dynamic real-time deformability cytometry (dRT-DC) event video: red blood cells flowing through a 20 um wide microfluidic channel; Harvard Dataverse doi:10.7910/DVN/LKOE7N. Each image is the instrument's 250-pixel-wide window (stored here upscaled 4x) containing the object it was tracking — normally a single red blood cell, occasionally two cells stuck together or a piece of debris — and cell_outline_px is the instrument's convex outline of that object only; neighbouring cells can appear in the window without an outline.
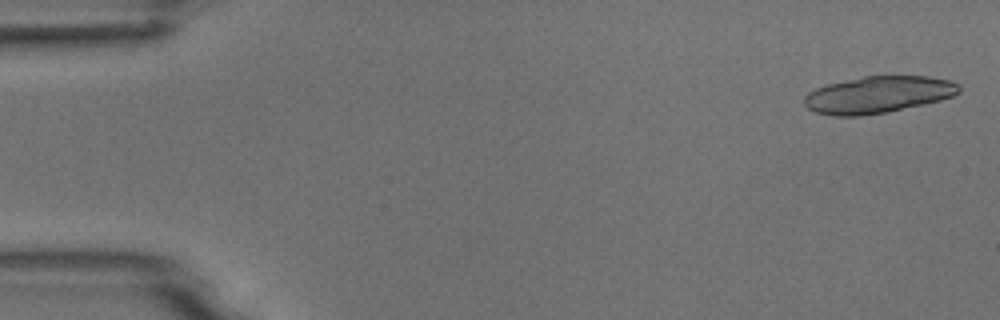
{"species": "common noctule bat (a hibernating species)", "species_latin": "Nyctalus noctula", "temperature_condition": "room temperature", "stored_images_in_passage": 5, "camera_frame_rate_fps": 3000, "um_per_image_px": 0.085, "animal": {"sex": "male", "body_mass_g": 18.8}, "frame": {"image": 1, "passage_image": 1, "time_ms": 0.0, "image_size_px": [1000, 320], "cell_outline_px": [[960, 92], [952, 96], [940, 100], [924, 104], [888, 112], [860, 116], [832, 116], [816, 112], [808, 108], [804, 104], [804, 96], [808, 92], [816, 88], [828, 84], [864, 76], [928, 76], [952, 80], [960, 84]], "centroid_in_image_um": [74.65, 8.05], "position_along_channel_um": 10.3, "area_um2": 33.35}}